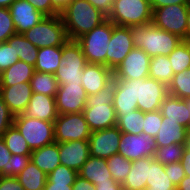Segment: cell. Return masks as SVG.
<instances>
[{
	"label": "cell",
	"instance_id": "6da1fadb",
	"mask_svg": "<svg viewBox=\"0 0 190 190\" xmlns=\"http://www.w3.org/2000/svg\"><path fill=\"white\" fill-rule=\"evenodd\" d=\"M69 40H77L107 19L88 0H72L61 12Z\"/></svg>",
	"mask_w": 190,
	"mask_h": 190
},
{
	"label": "cell",
	"instance_id": "7a4b0ae2",
	"mask_svg": "<svg viewBox=\"0 0 190 190\" xmlns=\"http://www.w3.org/2000/svg\"><path fill=\"white\" fill-rule=\"evenodd\" d=\"M134 48L142 49L150 57L168 56L183 41L177 35L161 30L152 22L131 27Z\"/></svg>",
	"mask_w": 190,
	"mask_h": 190
},
{
	"label": "cell",
	"instance_id": "3957f363",
	"mask_svg": "<svg viewBox=\"0 0 190 190\" xmlns=\"http://www.w3.org/2000/svg\"><path fill=\"white\" fill-rule=\"evenodd\" d=\"M113 99V80L100 92L87 96L82 113L92 132L116 126L117 116L113 106Z\"/></svg>",
	"mask_w": 190,
	"mask_h": 190
},
{
	"label": "cell",
	"instance_id": "277c9868",
	"mask_svg": "<svg viewBox=\"0 0 190 190\" xmlns=\"http://www.w3.org/2000/svg\"><path fill=\"white\" fill-rule=\"evenodd\" d=\"M150 0H113L107 16L117 26L132 27L152 22Z\"/></svg>",
	"mask_w": 190,
	"mask_h": 190
},
{
	"label": "cell",
	"instance_id": "5b68a950",
	"mask_svg": "<svg viewBox=\"0 0 190 190\" xmlns=\"http://www.w3.org/2000/svg\"><path fill=\"white\" fill-rule=\"evenodd\" d=\"M38 49L51 46H63L69 39L60 14L46 16L38 24L23 33Z\"/></svg>",
	"mask_w": 190,
	"mask_h": 190
},
{
	"label": "cell",
	"instance_id": "8992f818",
	"mask_svg": "<svg viewBox=\"0 0 190 190\" xmlns=\"http://www.w3.org/2000/svg\"><path fill=\"white\" fill-rule=\"evenodd\" d=\"M130 93L138 109L144 113L159 110L169 95L168 86L152 78L130 79Z\"/></svg>",
	"mask_w": 190,
	"mask_h": 190
},
{
	"label": "cell",
	"instance_id": "52a82bcc",
	"mask_svg": "<svg viewBox=\"0 0 190 190\" xmlns=\"http://www.w3.org/2000/svg\"><path fill=\"white\" fill-rule=\"evenodd\" d=\"M87 64L80 44L68 40L62 46V59L54 76L58 84H82L81 76Z\"/></svg>",
	"mask_w": 190,
	"mask_h": 190
},
{
	"label": "cell",
	"instance_id": "ba28073f",
	"mask_svg": "<svg viewBox=\"0 0 190 190\" xmlns=\"http://www.w3.org/2000/svg\"><path fill=\"white\" fill-rule=\"evenodd\" d=\"M13 125L24 137L31 150L55 142L54 122L29 118L24 114L14 116Z\"/></svg>",
	"mask_w": 190,
	"mask_h": 190
},
{
	"label": "cell",
	"instance_id": "9c48e42d",
	"mask_svg": "<svg viewBox=\"0 0 190 190\" xmlns=\"http://www.w3.org/2000/svg\"><path fill=\"white\" fill-rule=\"evenodd\" d=\"M112 35V22L106 19L90 32L79 37L80 44L87 63L103 64L106 66V52Z\"/></svg>",
	"mask_w": 190,
	"mask_h": 190
},
{
	"label": "cell",
	"instance_id": "30bf717a",
	"mask_svg": "<svg viewBox=\"0 0 190 190\" xmlns=\"http://www.w3.org/2000/svg\"><path fill=\"white\" fill-rule=\"evenodd\" d=\"M188 9L189 4H175L153 9L152 23L161 30L187 40Z\"/></svg>",
	"mask_w": 190,
	"mask_h": 190
},
{
	"label": "cell",
	"instance_id": "8fae6325",
	"mask_svg": "<svg viewBox=\"0 0 190 190\" xmlns=\"http://www.w3.org/2000/svg\"><path fill=\"white\" fill-rule=\"evenodd\" d=\"M55 142L88 141L92 131L83 113L59 114L54 120Z\"/></svg>",
	"mask_w": 190,
	"mask_h": 190
},
{
	"label": "cell",
	"instance_id": "7c38bea8",
	"mask_svg": "<svg viewBox=\"0 0 190 190\" xmlns=\"http://www.w3.org/2000/svg\"><path fill=\"white\" fill-rule=\"evenodd\" d=\"M133 48L131 27L117 26L112 22V35L106 52V66L114 71Z\"/></svg>",
	"mask_w": 190,
	"mask_h": 190
},
{
	"label": "cell",
	"instance_id": "4fadbf2b",
	"mask_svg": "<svg viewBox=\"0 0 190 190\" xmlns=\"http://www.w3.org/2000/svg\"><path fill=\"white\" fill-rule=\"evenodd\" d=\"M150 59L142 49L133 48L113 71V79L149 78Z\"/></svg>",
	"mask_w": 190,
	"mask_h": 190
},
{
	"label": "cell",
	"instance_id": "5bb4252c",
	"mask_svg": "<svg viewBox=\"0 0 190 190\" xmlns=\"http://www.w3.org/2000/svg\"><path fill=\"white\" fill-rule=\"evenodd\" d=\"M155 150V138H152L147 134H121L118 153L130 161L146 157H154Z\"/></svg>",
	"mask_w": 190,
	"mask_h": 190
},
{
	"label": "cell",
	"instance_id": "9a60e30c",
	"mask_svg": "<svg viewBox=\"0 0 190 190\" xmlns=\"http://www.w3.org/2000/svg\"><path fill=\"white\" fill-rule=\"evenodd\" d=\"M122 132L117 126L93 131L89 137L90 156L108 159L119 152Z\"/></svg>",
	"mask_w": 190,
	"mask_h": 190
},
{
	"label": "cell",
	"instance_id": "2e32d148",
	"mask_svg": "<svg viewBox=\"0 0 190 190\" xmlns=\"http://www.w3.org/2000/svg\"><path fill=\"white\" fill-rule=\"evenodd\" d=\"M87 96L82 84L59 85L55 95L58 114L83 112Z\"/></svg>",
	"mask_w": 190,
	"mask_h": 190
},
{
	"label": "cell",
	"instance_id": "e0dca14e",
	"mask_svg": "<svg viewBox=\"0 0 190 190\" xmlns=\"http://www.w3.org/2000/svg\"><path fill=\"white\" fill-rule=\"evenodd\" d=\"M17 34H23L46 16L26 0H15L8 8Z\"/></svg>",
	"mask_w": 190,
	"mask_h": 190
},
{
	"label": "cell",
	"instance_id": "ac0fdd59",
	"mask_svg": "<svg viewBox=\"0 0 190 190\" xmlns=\"http://www.w3.org/2000/svg\"><path fill=\"white\" fill-rule=\"evenodd\" d=\"M81 80L87 95H93L112 82L113 71L103 64L87 63L83 69Z\"/></svg>",
	"mask_w": 190,
	"mask_h": 190
},
{
	"label": "cell",
	"instance_id": "d6986e66",
	"mask_svg": "<svg viewBox=\"0 0 190 190\" xmlns=\"http://www.w3.org/2000/svg\"><path fill=\"white\" fill-rule=\"evenodd\" d=\"M32 94L30 82L0 86V96L14 116L25 112Z\"/></svg>",
	"mask_w": 190,
	"mask_h": 190
},
{
	"label": "cell",
	"instance_id": "ffe728a7",
	"mask_svg": "<svg viewBox=\"0 0 190 190\" xmlns=\"http://www.w3.org/2000/svg\"><path fill=\"white\" fill-rule=\"evenodd\" d=\"M60 163L79 171L90 156L89 141H69L59 143Z\"/></svg>",
	"mask_w": 190,
	"mask_h": 190
},
{
	"label": "cell",
	"instance_id": "44dd1931",
	"mask_svg": "<svg viewBox=\"0 0 190 190\" xmlns=\"http://www.w3.org/2000/svg\"><path fill=\"white\" fill-rule=\"evenodd\" d=\"M23 114L29 118L54 122L59 115L56 107L55 96H47L33 92L29 104Z\"/></svg>",
	"mask_w": 190,
	"mask_h": 190
},
{
	"label": "cell",
	"instance_id": "7402d4cb",
	"mask_svg": "<svg viewBox=\"0 0 190 190\" xmlns=\"http://www.w3.org/2000/svg\"><path fill=\"white\" fill-rule=\"evenodd\" d=\"M190 130L177 124L176 121L162 118L161 128L155 137L156 147L169 146L170 144L188 145Z\"/></svg>",
	"mask_w": 190,
	"mask_h": 190
},
{
	"label": "cell",
	"instance_id": "603a6c76",
	"mask_svg": "<svg viewBox=\"0 0 190 190\" xmlns=\"http://www.w3.org/2000/svg\"><path fill=\"white\" fill-rule=\"evenodd\" d=\"M166 120L176 121L177 124L190 130V111L187 107V99H180L168 95L161 103L159 109Z\"/></svg>",
	"mask_w": 190,
	"mask_h": 190
},
{
	"label": "cell",
	"instance_id": "cb8c5ba5",
	"mask_svg": "<svg viewBox=\"0 0 190 190\" xmlns=\"http://www.w3.org/2000/svg\"><path fill=\"white\" fill-rule=\"evenodd\" d=\"M114 99L113 106L116 116H124L125 113L138 109L137 102L130 93V79H113Z\"/></svg>",
	"mask_w": 190,
	"mask_h": 190
},
{
	"label": "cell",
	"instance_id": "d4e9b609",
	"mask_svg": "<svg viewBox=\"0 0 190 190\" xmlns=\"http://www.w3.org/2000/svg\"><path fill=\"white\" fill-rule=\"evenodd\" d=\"M59 143H52L32 150L31 161L47 175L51 173L60 163Z\"/></svg>",
	"mask_w": 190,
	"mask_h": 190
},
{
	"label": "cell",
	"instance_id": "484cf974",
	"mask_svg": "<svg viewBox=\"0 0 190 190\" xmlns=\"http://www.w3.org/2000/svg\"><path fill=\"white\" fill-rule=\"evenodd\" d=\"M151 165V157L141 158L132 161V167L123 187L130 190H145L146 181H149V166Z\"/></svg>",
	"mask_w": 190,
	"mask_h": 190
},
{
	"label": "cell",
	"instance_id": "4316f807",
	"mask_svg": "<svg viewBox=\"0 0 190 190\" xmlns=\"http://www.w3.org/2000/svg\"><path fill=\"white\" fill-rule=\"evenodd\" d=\"M78 175L84 179H87L94 185L97 182H103L108 181V179H113L106 164V159H101L93 156H89L88 160L78 171Z\"/></svg>",
	"mask_w": 190,
	"mask_h": 190
},
{
	"label": "cell",
	"instance_id": "83f0119b",
	"mask_svg": "<svg viewBox=\"0 0 190 190\" xmlns=\"http://www.w3.org/2000/svg\"><path fill=\"white\" fill-rule=\"evenodd\" d=\"M34 72V66L18 60L8 69L0 73V86H13L18 83L30 82Z\"/></svg>",
	"mask_w": 190,
	"mask_h": 190
},
{
	"label": "cell",
	"instance_id": "f1b7e54d",
	"mask_svg": "<svg viewBox=\"0 0 190 190\" xmlns=\"http://www.w3.org/2000/svg\"><path fill=\"white\" fill-rule=\"evenodd\" d=\"M62 59V46H51L38 49L35 71L55 74Z\"/></svg>",
	"mask_w": 190,
	"mask_h": 190
},
{
	"label": "cell",
	"instance_id": "f546056e",
	"mask_svg": "<svg viewBox=\"0 0 190 190\" xmlns=\"http://www.w3.org/2000/svg\"><path fill=\"white\" fill-rule=\"evenodd\" d=\"M145 190H176V186L164 170V164L159 163L154 157H151L149 181H146Z\"/></svg>",
	"mask_w": 190,
	"mask_h": 190
},
{
	"label": "cell",
	"instance_id": "4dcf8cb0",
	"mask_svg": "<svg viewBox=\"0 0 190 190\" xmlns=\"http://www.w3.org/2000/svg\"><path fill=\"white\" fill-rule=\"evenodd\" d=\"M16 178L25 190H44L47 174L30 161Z\"/></svg>",
	"mask_w": 190,
	"mask_h": 190
},
{
	"label": "cell",
	"instance_id": "1f68e13d",
	"mask_svg": "<svg viewBox=\"0 0 190 190\" xmlns=\"http://www.w3.org/2000/svg\"><path fill=\"white\" fill-rule=\"evenodd\" d=\"M174 72L171 68V62L168 56L157 55L150 59L149 66V78L158 80L159 82L165 84L166 86L172 80Z\"/></svg>",
	"mask_w": 190,
	"mask_h": 190
},
{
	"label": "cell",
	"instance_id": "d6a6232c",
	"mask_svg": "<svg viewBox=\"0 0 190 190\" xmlns=\"http://www.w3.org/2000/svg\"><path fill=\"white\" fill-rule=\"evenodd\" d=\"M30 85L34 93H41L47 96H55L59 87L54 74L35 71L30 79Z\"/></svg>",
	"mask_w": 190,
	"mask_h": 190
},
{
	"label": "cell",
	"instance_id": "836d02e7",
	"mask_svg": "<svg viewBox=\"0 0 190 190\" xmlns=\"http://www.w3.org/2000/svg\"><path fill=\"white\" fill-rule=\"evenodd\" d=\"M144 112L139 109L117 116L116 126L122 133L138 135L143 133Z\"/></svg>",
	"mask_w": 190,
	"mask_h": 190
},
{
	"label": "cell",
	"instance_id": "e575fe53",
	"mask_svg": "<svg viewBox=\"0 0 190 190\" xmlns=\"http://www.w3.org/2000/svg\"><path fill=\"white\" fill-rule=\"evenodd\" d=\"M2 139L12 155H31L32 150L14 125L8 128Z\"/></svg>",
	"mask_w": 190,
	"mask_h": 190
},
{
	"label": "cell",
	"instance_id": "d590c367",
	"mask_svg": "<svg viewBox=\"0 0 190 190\" xmlns=\"http://www.w3.org/2000/svg\"><path fill=\"white\" fill-rule=\"evenodd\" d=\"M174 74L190 68V41L183 40L168 55Z\"/></svg>",
	"mask_w": 190,
	"mask_h": 190
},
{
	"label": "cell",
	"instance_id": "8d00e7d4",
	"mask_svg": "<svg viewBox=\"0 0 190 190\" xmlns=\"http://www.w3.org/2000/svg\"><path fill=\"white\" fill-rule=\"evenodd\" d=\"M14 51L19 56V60L35 66L38 48L27 40L23 34H14Z\"/></svg>",
	"mask_w": 190,
	"mask_h": 190
},
{
	"label": "cell",
	"instance_id": "74e56055",
	"mask_svg": "<svg viewBox=\"0 0 190 190\" xmlns=\"http://www.w3.org/2000/svg\"><path fill=\"white\" fill-rule=\"evenodd\" d=\"M168 94L180 99L190 98V68L173 75Z\"/></svg>",
	"mask_w": 190,
	"mask_h": 190
},
{
	"label": "cell",
	"instance_id": "f35d334b",
	"mask_svg": "<svg viewBox=\"0 0 190 190\" xmlns=\"http://www.w3.org/2000/svg\"><path fill=\"white\" fill-rule=\"evenodd\" d=\"M106 164L112 178L121 184L125 181L132 167V161L124 158L119 153L114 154L106 159Z\"/></svg>",
	"mask_w": 190,
	"mask_h": 190
},
{
	"label": "cell",
	"instance_id": "ab89813d",
	"mask_svg": "<svg viewBox=\"0 0 190 190\" xmlns=\"http://www.w3.org/2000/svg\"><path fill=\"white\" fill-rule=\"evenodd\" d=\"M186 146L170 144L169 146L156 147L154 158L164 165L181 161Z\"/></svg>",
	"mask_w": 190,
	"mask_h": 190
},
{
	"label": "cell",
	"instance_id": "60d3db41",
	"mask_svg": "<svg viewBox=\"0 0 190 190\" xmlns=\"http://www.w3.org/2000/svg\"><path fill=\"white\" fill-rule=\"evenodd\" d=\"M18 60L19 56L14 51V35H12L6 42L0 43V73Z\"/></svg>",
	"mask_w": 190,
	"mask_h": 190
},
{
	"label": "cell",
	"instance_id": "b9f144b4",
	"mask_svg": "<svg viewBox=\"0 0 190 190\" xmlns=\"http://www.w3.org/2000/svg\"><path fill=\"white\" fill-rule=\"evenodd\" d=\"M162 118L159 110L144 113L143 133L155 138L161 128Z\"/></svg>",
	"mask_w": 190,
	"mask_h": 190
},
{
	"label": "cell",
	"instance_id": "7bdbcfd3",
	"mask_svg": "<svg viewBox=\"0 0 190 190\" xmlns=\"http://www.w3.org/2000/svg\"><path fill=\"white\" fill-rule=\"evenodd\" d=\"M14 34L16 30L9 9L0 7V43L6 42Z\"/></svg>",
	"mask_w": 190,
	"mask_h": 190
},
{
	"label": "cell",
	"instance_id": "ee69618b",
	"mask_svg": "<svg viewBox=\"0 0 190 190\" xmlns=\"http://www.w3.org/2000/svg\"><path fill=\"white\" fill-rule=\"evenodd\" d=\"M78 172L62 164L47 175L46 182H75Z\"/></svg>",
	"mask_w": 190,
	"mask_h": 190
},
{
	"label": "cell",
	"instance_id": "f6af8a7d",
	"mask_svg": "<svg viewBox=\"0 0 190 190\" xmlns=\"http://www.w3.org/2000/svg\"><path fill=\"white\" fill-rule=\"evenodd\" d=\"M31 161V155H12L9 160V176L17 177Z\"/></svg>",
	"mask_w": 190,
	"mask_h": 190
},
{
	"label": "cell",
	"instance_id": "bcb514c9",
	"mask_svg": "<svg viewBox=\"0 0 190 190\" xmlns=\"http://www.w3.org/2000/svg\"><path fill=\"white\" fill-rule=\"evenodd\" d=\"M164 170L172 183L177 187L180 181L186 176L180 161L171 164H165Z\"/></svg>",
	"mask_w": 190,
	"mask_h": 190
},
{
	"label": "cell",
	"instance_id": "7dc6e473",
	"mask_svg": "<svg viewBox=\"0 0 190 190\" xmlns=\"http://www.w3.org/2000/svg\"><path fill=\"white\" fill-rule=\"evenodd\" d=\"M13 121L14 115L10 112L0 96V138H2L8 128L13 125Z\"/></svg>",
	"mask_w": 190,
	"mask_h": 190
},
{
	"label": "cell",
	"instance_id": "c3c4849f",
	"mask_svg": "<svg viewBox=\"0 0 190 190\" xmlns=\"http://www.w3.org/2000/svg\"><path fill=\"white\" fill-rule=\"evenodd\" d=\"M34 6V8L45 16H56L60 12L52 5V0H26Z\"/></svg>",
	"mask_w": 190,
	"mask_h": 190
},
{
	"label": "cell",
	"instance_id": "681fc988",
	"mask_svg": "<svg viewBox=\"0 0 190 190\" xmlns=\"http://www.w3.org/2000/svg\"><path fill=\"white\" fill-rule=\"evenodd\" d=\"M12 154L5 142L0 138V176H9V160Z\"/></svg>",
	"mask_w": 190,
	"mask_h": 190
},
{
	"label": "cell",
	"instance_id": "f907efd6",
	"mask_svg": "<svg viewBox=\"0 0 190 190\" xmlns=\"http://www.w3.org/2000/svg\"><path fill=\"white\" fill-rule=\"evenodd\" d=\"M0 190H25L16 177L0 176Z\"/></svg>",
	"mask_w": 190,
	"mask_h": 190
},
{
	"label": "cell",
	"instance_id": "816d5d0a",
	"mask_svg": "<svg viewBox=\"0 0 190 190\" xmlns=\"http://www.w3.org/2000/svg\"><path fill=\"white\" fill-rule=\"evenodd\" d=\"M122 188L123 185L114 179H108V181L97 182L95 184L96 190H122Z\"/></svg>",
	"mask_w": 190,
	"mask_h": 190
},
{
	"label": "cell",
	"instance_id": "f5cc1de1",
	"mask_svg": "<svg viewBox=\"0 0 190 190\" xmlns=\"http://www.w3.org/2000/svg\"><path fill=\"white\" fill-rule=\"evenodd\" d=\"M95 8L99 9L106 16L110 13L113 0H88Z\"/></svg>",
	"mask_w": 190,
	"mask_h": 190
},
{
	"label": "cell",
	"instance_id": "db71d44e",
	"mask_svg": "<svg viewBox=\"0 0 190 190\" xmlns=\"http://www.w3.org/2000/svg\"><path fill=\"white\" fill-rule=\"evenodd\" d=\"M73 190H96L95 185L88 181L87 179H84L80 177L79 175L76 177L75 182L72 186Z\"/></svg>",
	"mask_w": 190,
	"mask_h": 190
},
{
	"label": "cell",
	"instance_id": "11a10c76",
	"mask_svg": "<svg viewBox=\"0 0 190 190\" xmlns=\"http://www.w3.org/2000/svg\"><path fill=\"white\" fill-rule=\"evenodd\" d=\"M151 8H161L168 5H175V4H190V0H150Z\"/></svg>",
	"mask_w": 190,
	"mask_h": 190
},
{
	"label": "cell",
	"instance_id": "9f6ffc18",
	"mask_svg": "<svg viewBox=\"0 0 190 190\" xmlns=\"http://www.w3.org/2000/svg\"><path fill=\"white\" fill-rule=\"evenodd\" d=\"M74 182H46L44 190H73Z\"/></svg>",
	"mask_w": 190,
	"mask_h": 190
},
{
	"label": "cell",
	"instance_id": "6f0895ef",
	"mask_svg": "<svg viewBox=\"0 0 190 190\" xmlns=\"http://www.w3.org/2000/svg\"><path fill=\"white\" fill-rule=\"evenodd\" d=\"M181 164L187 176H190V145L188 144L181 158Z\"/></svg>",
	"mask_w": 190,
	"mask_h": 190
},
{
	"label": "cell",
	"instance_id": "680465c9",
	"mask_svg": "<svg viewBox=\"0 0 190 190\" xmlns=\"http://www.w3.org/2000/svg\"><path fill=\"white\" fill-rule=\"evenodd\" d=\"M72 0H52V5L61 12Z\"/></svg>",
	"mask_w": 190,
	"mask_h": 190
},
{
	"label": "cell",
	"instance_id": "91938a15",
	"mask_svg": "<svg viewBox=\"0 0 190 190\" xmlns=\"http://www.w3.org/2000/svg\"><path fill=\"white\" fill-rule=\"evenodd\" d=\"M176 190H190V176H185L180 184L176 187Z\"/></svg>",
	"mask_w": 190,
	"mask_h": 190
},
{
	"label": "cell",
	"instance_id": "94428289",
	"mask_svg": "<svg viewBox=\"0 0 190 190\" xmlns=\"http://www.w3.org/2000/svg\"><path fill=\"white\" fill-rule=\"evenodd\" d=\"M186 23H187V40L190 41V4H189Z\"/></svg>",
	"mask_w": 190,
	"mask_h": 190
},
{
	"label": "cell",
	"instance_id": "6125c7cd",
	"mask_svg": "<svg viewBox=\"0 0 190 190\" xmlns=\"http://www.w3.org/2000/svg\"><path fill=\"white\" fill-rule=\"evenodd\" d=\"M15 0H0V7L1 8H9L10 5L14 2Z\"/></svg>",
	"mask_w": 190,
	"mask_h": 190
},
{
	"label": "cell",
	"instance_id": "be15d7a7",
	"mask_svg": "<svg viewBox=\"0 0 190 190\" xmlns=\"http://www.w3.org/2000/svg\"><path fill=\"white\" fill-rule=\"evenodd\" d=\"M187 107H188V109H189V111H190V98L187 99Z\"/></svg>",
	"mask_w": 190,
	"mask_h": 190
}]
</instances>
